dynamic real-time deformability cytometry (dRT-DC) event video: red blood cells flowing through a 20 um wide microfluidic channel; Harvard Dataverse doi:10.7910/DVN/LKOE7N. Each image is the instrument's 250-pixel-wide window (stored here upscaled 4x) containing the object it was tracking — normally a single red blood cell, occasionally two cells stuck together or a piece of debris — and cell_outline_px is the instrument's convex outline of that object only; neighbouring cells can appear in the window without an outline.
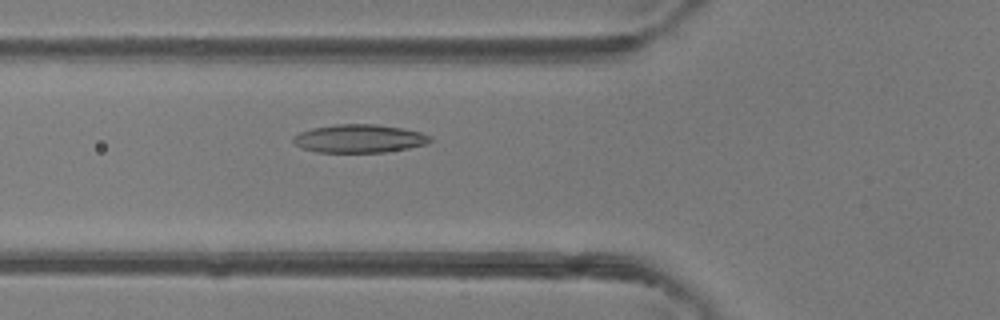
{"species": "common noctule bat (a hibernating species)", "species_latin": "Nyctalus noctula", "temperature_condition": "room temperature", "stored_images_in_passage": 48, "camera_frame_rate_fps": 3000, "um_per_image_px": 0.085, "animal": {"sex": "female"}, "frame": {"image": 1, "passage_image": 18, "time_ms": 5.667, "image_size_px": [1000, 320], "cell_outline_px": [[432, 140], [428, 144], [408, 148], [384, 152], [316, 152], [300, 148], [292, 140], [292, 136], [300, 132], [312, 128], [336, 124], [376, 124], [404, 128], [420, 132], [432, 136]], "centroid_in_image_um": [30.54, 11.77], "position_along_channel_um": 95.3, "area_um2": 22.72}}
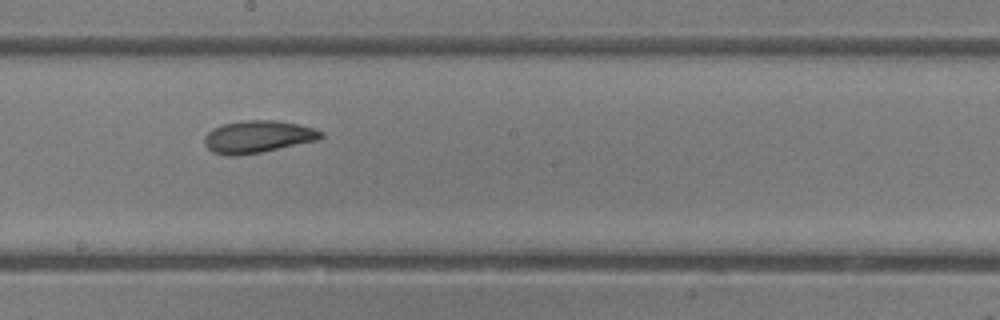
{"frame": {"image": 2, "passage_image": 27, "time_ms": 8.667, "image_size_px": [1000, 320], "cell_outline_px": [[324, 136], [320, 140], [260, 152], [232, 156], [228, 156], [212, 152], [204, 144], [204, 136], [212, 128], [224, 124], [240, 120], [276, 120], [296, 124], [312, 128], [324, 132]], "centroid_in_image_um": [21.91, 11.62], "position_along_channel_um": 226.3, "area_um2": 21.96}}
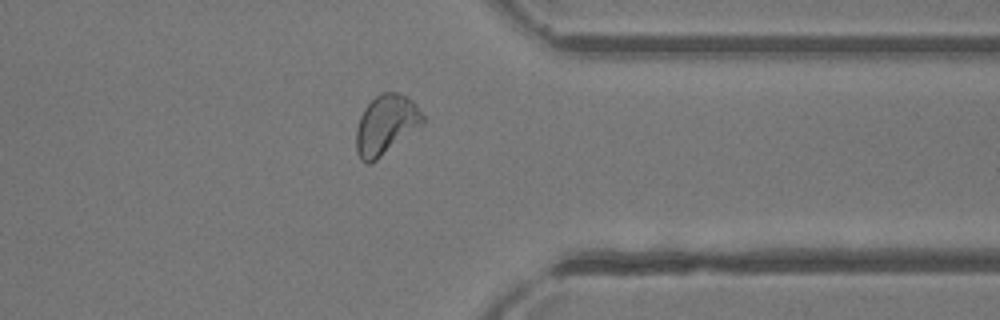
{"frame": {"image": 3, "passage_image": 38, "time_ms": 12.333, "image_size_px": [1000, 320], "cell_outline_px": [[424, 124], [372, 164], [368, 164], [360, 160], [356, 152], [356, 128], [360, 116], [364, 108], [380, 92], [396, 92], [412, 100], [416, 104], [424, 116]], "centroid_in_image_um": [32.79, 10.63], "position_along_channel_um": 378.6, "area_um2": 23.35}, "authors_computed_cell_mechanics": {"area_um2": 22.9177, "velocity_mm_per_s": 4.3492, "shape_relaxation_time_tau1_ms": 4.3766, "shape_relaxation_time_tau2_ms": 2.5763, "deformation_change_tau1": 0.14, "deformation_change_tau2": 0.0797}}